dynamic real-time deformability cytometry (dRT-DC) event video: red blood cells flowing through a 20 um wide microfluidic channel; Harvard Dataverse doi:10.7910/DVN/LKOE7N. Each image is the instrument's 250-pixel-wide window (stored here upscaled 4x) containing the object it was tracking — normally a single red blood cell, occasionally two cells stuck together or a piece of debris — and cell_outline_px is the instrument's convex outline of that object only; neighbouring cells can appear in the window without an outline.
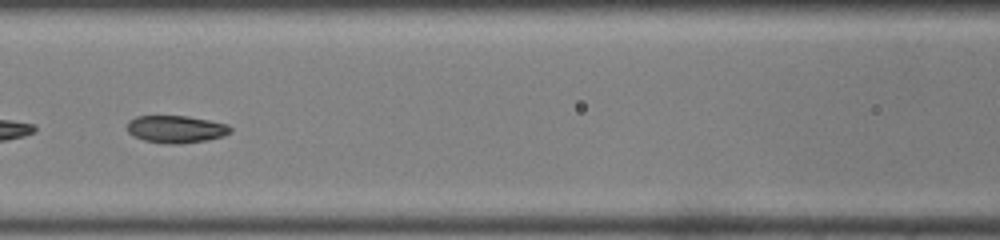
{"species": "common noctule bat (a hibernating species)", "species_latin": "Nyctalus noctula", "temperature_condition": "room temperature", "stored_images_in_passage": 29, "camera_frame_rate_fps": 3000, "um_per_image_px": 0.085, "animal": {"sex": "male", "body_mass_g": 19.0, "forearm_length_mm": 50.8}, "frame": {"image": 1, "passage_image": 21, "time_ms": 6.667, "image_size_px": [1000, 240], "cell_outline_px": [[232, 132], [224, 136], [208, 140], [180, 144], [168, 144], [144, 140], [132, 136], [128, 132], [128, 120], [136, 116], [188, 116], [228, 124], [232, 128]], "centroid_in_image_um": [14.98, 10.98], "position_along_channel_um": 151.6, "area_um2": 16.65}}